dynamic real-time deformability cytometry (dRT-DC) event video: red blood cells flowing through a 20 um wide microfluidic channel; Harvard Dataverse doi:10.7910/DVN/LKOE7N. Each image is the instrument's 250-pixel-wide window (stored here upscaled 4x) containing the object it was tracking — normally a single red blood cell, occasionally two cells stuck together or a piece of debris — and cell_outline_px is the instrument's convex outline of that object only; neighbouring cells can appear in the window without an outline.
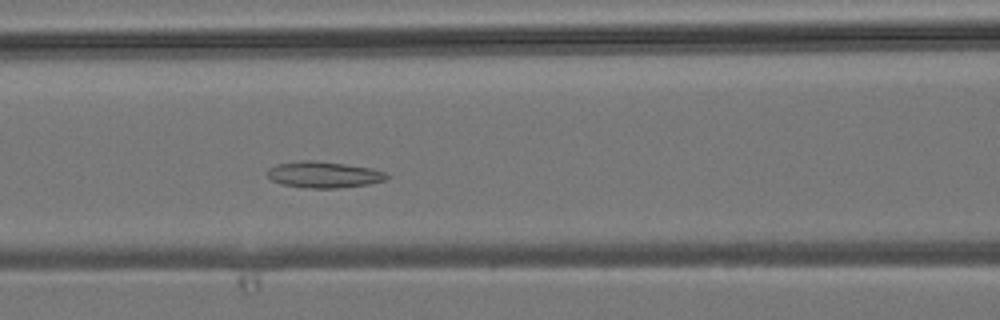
{"species": "common noctule bat (a hibernating species)", "species_latin": "Nyctalus noctula", "temperature_condition": "room temperature", "stored_images_in_passage": 27, "camera_frame_rate_fps": 3000, "um_per_image_px": 0.085, "animal": {"sex": "male", "body_mass_g": 19.2, "forearm_length_mm": 51.8}, "frame": {"image": 1, "passage_image": 10, "time_ms": 3.0, "image_size_px": [1000, 320], "cell_outline_px": [[388, 176], [384, 180], [368, 184], [336, 188], [308, 188], [280, 184], [272, 180], [268, 176], [268, 168], [276, 164], [300, 160], [316, 160], [372, 168], [384, 172]], "centroid_in_image_um": [27.47, 14.83], "position_along_channel_um": 139.1, "area_um2": 18.21}}
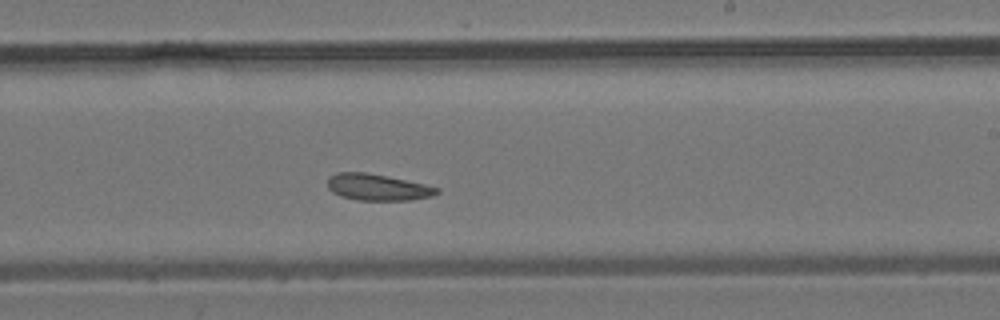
{"frame": {"image": 2, "passage_image": 18, "time_ms": 5.667, "image_size_px": [1000, 320], "cell_outline_px": [[440, 192], [432, 196], [408, 200], [360, 200], [340, 196], [332, 192], [328, 188], [328, 176], [336, 172], [364, 172], [424, 184], [440, 188]], "centroid_in_image_um": [32.07, 15.91], "position_along_channel_um": 256.9, "area_um2": 16.7}}
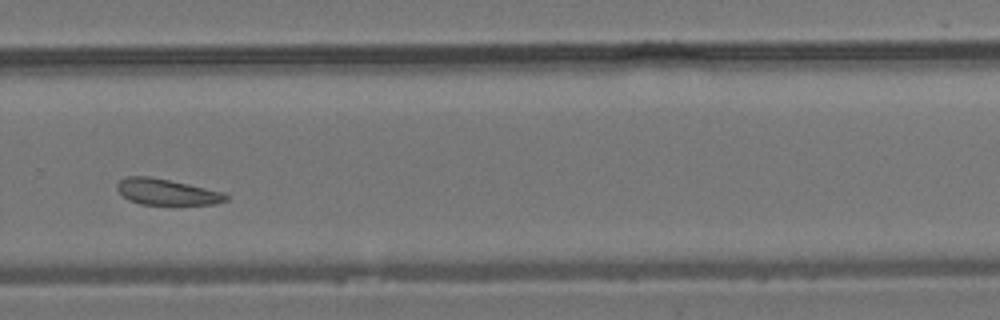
{"frame": {"image": 3, "passage_image": 22, "time_ms": 7.0, "image_size_px": [1000, 320], "cell_outline_px": [[228, 200], [212, 204], [140, 204], [128, 200], [116, 188], [116, 184], [124, 176], [152, 176], [224, 192], [228, 196]], "centroid_in_image_um": [14.14, 16.3], "position_along_channel_um": 315.7, "area_um2": 16.47}}